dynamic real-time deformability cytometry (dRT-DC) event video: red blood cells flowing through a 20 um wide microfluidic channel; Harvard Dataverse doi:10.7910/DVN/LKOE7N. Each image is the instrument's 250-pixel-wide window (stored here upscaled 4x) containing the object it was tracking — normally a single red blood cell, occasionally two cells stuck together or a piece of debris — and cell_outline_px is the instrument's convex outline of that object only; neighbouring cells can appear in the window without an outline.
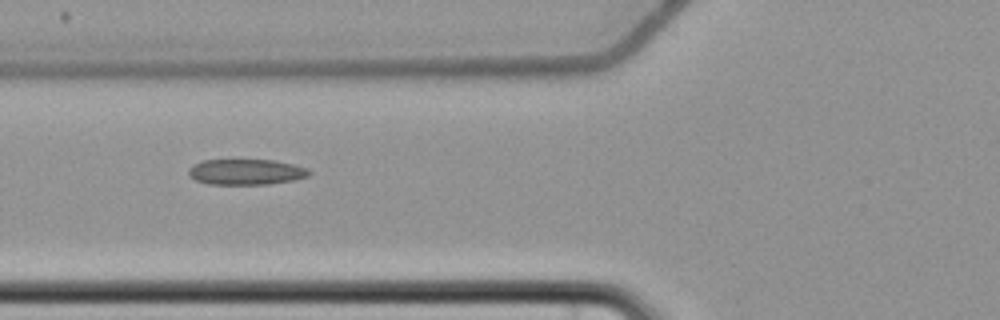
{"species": "common noctule bat (a hibernating species)", "species_latin": "Nyctalus noctula", "temperature_condition": "cold", "stored_images_in_passage": 6, "camera_frame_rate_fps": 3000, "um_per_image_px": 0.085, "animal": {"sex": "female", "body_mass_g": 22.7, "forearm_length_mm": 54.2}, "frame": {"image": 1, "passage_image": 3, "time_ms": 2.333, "image_size_px": [1000, 320], "cell_outline_px": [[312, 172], [308, 176], [296, 180], [268, 184], [208, 184], [196, 180], [188, 176], [188, 168], [192, 164], [204, 160], [272, 160], [292, 164], [308, 168]], "centroid_in_image_um": [20.9, 14.61], "position_along_channel_um": 104.9, "area_um2": 18.15}}
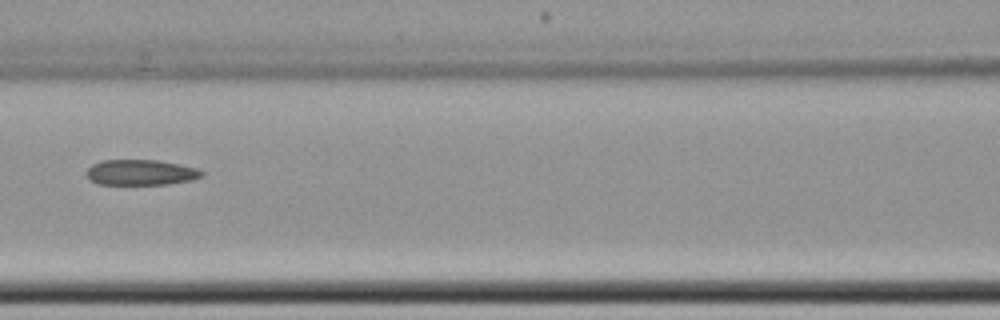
{"frame": {"image": 2, "passage_image": 4, "time_ms": 3.667, "image_size_px": [1000, 320], "cell_outline_px": [[204, 176], [192, 180], [168, 184], [96, 184], [88, 180], [84, 172], [92, 164], [100, 160], [156, 160], [180, 164], [196, 168], [204, 172]], "centroid_in_image_um": [11.93, 14.66], "position_along_channel_um": 154.7, "area_um2": 17.4}}
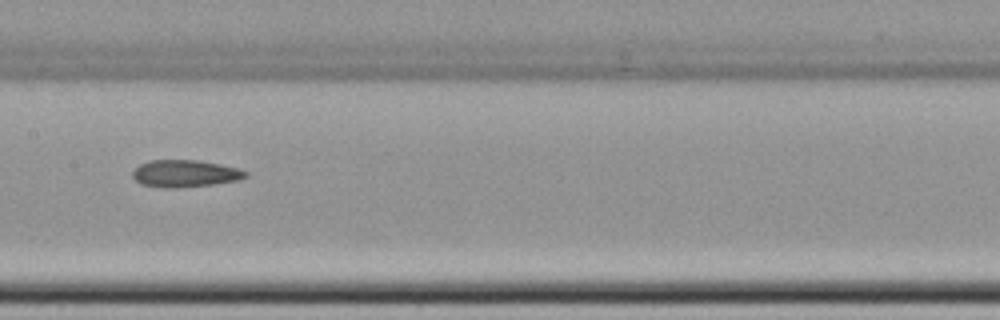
{"frame": {"image": 3, "passage_image": 5, "time_ms": 4.667, "image_size_px": [1000, 320], "cell_outline_px": [[248, 176], [240, 180], [212, 184], [172, 188], [164, 188], [140, 184], [132, 176], [132, 172], [140, 164], [148, 160], [196, 160], [220, 164], [236, 168], [248, 172]], "centroid_in_image_um": [15.71, 14.75], "position_along_channel_um": 191.7, "area_um2": 17.8}}